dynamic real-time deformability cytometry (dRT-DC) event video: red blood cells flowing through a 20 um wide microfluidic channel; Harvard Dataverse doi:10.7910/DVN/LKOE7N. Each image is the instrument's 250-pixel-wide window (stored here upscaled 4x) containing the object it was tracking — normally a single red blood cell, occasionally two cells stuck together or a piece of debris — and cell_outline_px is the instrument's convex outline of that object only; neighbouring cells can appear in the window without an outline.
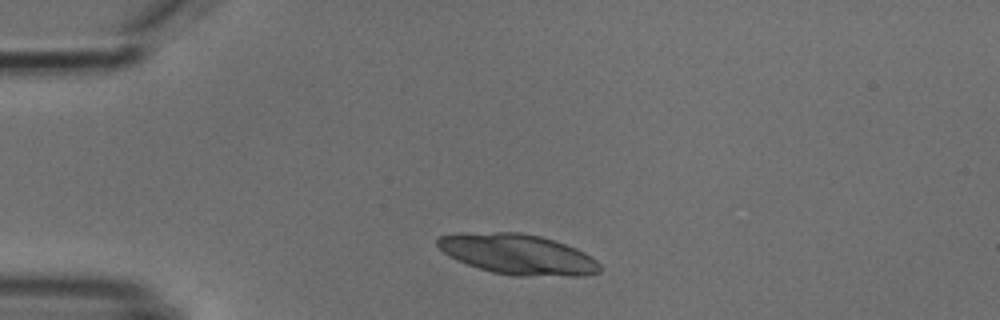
{"species": "common noctule bat (a hibernating species)", "species_latin": "Nyctalus noctula", "temperature_condition": "cold", "stored_images_in_passage": 2, "camera_frame_rate_fps": 3000, "um_per_image_px": 0.085, "animal": {"sex": "male", "body_mass_g": 18.8}, "frame": {"image": 1, "passage_image": 1, "time_ms": 0.0, "image_size_px": [1000, 320], "cell_outline_px": [[600, 272], [584, 276], [512, 276], [492, 272], [456, 260], [444, 252], [436, 244], [436, 240], [440, 236], [460, 232], [520, 232], [540, 236], [576, 248], [584, 252], [596, 260], [600, 264]], "centroid_in_image_um": [44.01, 21.61], "position_along_channel_um": 41.0, "area_um2": 38.32}}